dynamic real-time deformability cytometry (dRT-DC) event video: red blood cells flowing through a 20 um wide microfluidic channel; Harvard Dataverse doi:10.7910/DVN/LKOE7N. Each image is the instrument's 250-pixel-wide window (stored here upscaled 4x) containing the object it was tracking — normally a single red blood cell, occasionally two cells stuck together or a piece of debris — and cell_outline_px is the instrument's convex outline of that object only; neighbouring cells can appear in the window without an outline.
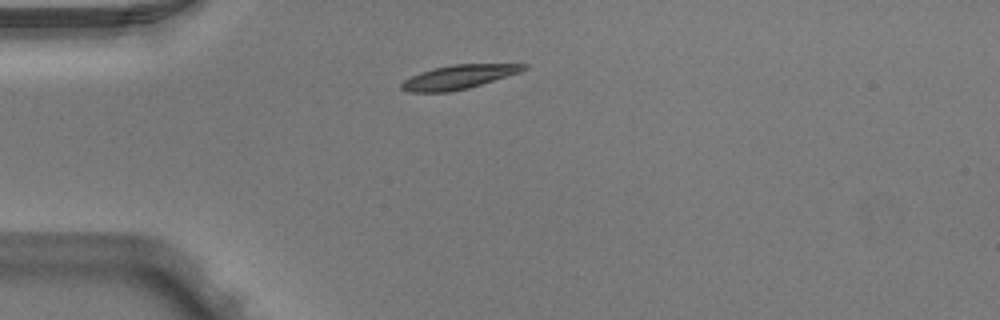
{"species": "Egyptian fruit bat (a non-hibernating species)", "species_latin": "Rousettus aegyptiacus", "temperature_condition": "warm", "stored_images_in_passage": 1, "camera_frame_rate_fps": 3000, "um_per_image_px": 0.085, "animal": {"sex": "male"}, "frame": {"image": 1, "passage_image": 1, "time_ms": 0.0, "image_size_px": [1000, 320], "cell_outline_px": [[528, 68], [520, 72], [468, 88], [448, 92], [408, 92], [400, 88], [400, 84], [404, 80], [420, 72], [432, 68], [452, 64], [528, 64]], "centroid_in_image_um": [38.96, 6.54], "position_along_channel_um": 46.0, "area_um2": 16.99}}